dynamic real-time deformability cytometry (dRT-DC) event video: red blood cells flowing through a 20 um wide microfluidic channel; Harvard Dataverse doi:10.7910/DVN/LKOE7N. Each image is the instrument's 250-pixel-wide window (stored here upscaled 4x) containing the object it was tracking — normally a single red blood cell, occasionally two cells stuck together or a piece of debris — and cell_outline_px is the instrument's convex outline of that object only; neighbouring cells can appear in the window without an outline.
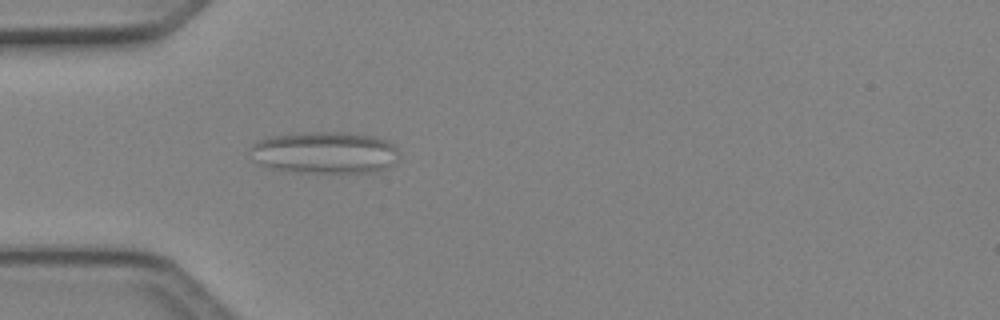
{"species": "Egyptian fruit bat (a non-hibernating species)", "species_latin": "Rousettus aegyptiacus", "temperature_condition": "cold", "stored_images_in_passage": 4, "camera_frame_rate_fps": 3000, "um_per_image_px": 0.085, "animal": {"sex": "female"}, "frame": {"image": 1, "passage_image": 4, "time_ms": 1.0, "image_size_px": [1000, 320], "cell_outline_px": [[400, 156], [388, 168], [380, 172], [296, 172], [272, 168], [260, 164], [252, 160], [248, 152], [252, 144], [260, 140], [272, 136], [304, 132], [344, 132], [376, 136], [388, 140], [400, 152]], "centroid_in_image_um": [27.63, 12.97], "position_along_channel_um": 57.4, "area_um2": 36.82}}